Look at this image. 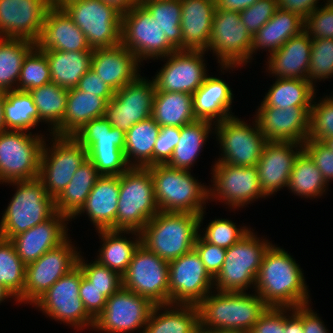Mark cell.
Returning a JSON list of instances; mask_svg holds the SVG:
<instances>
[{
	"label": "cell",
	"instance_id": "cell-6",
	"mask_svg": "<svg viewBox=\"0 0 333 333\" xmlns=\"http://www.w3.org/2000/svg\"><path fill=\"white\" fill-rule=\"evenodd\" d=\"M159 212L148 168L130 167L119 176L116 230L141 232Z\"/></svg>",
	"mask_w": 333,
	"mask_h": 333
},
{
	"label": "cell",
	"instance_id": "cell-18",
	"mask_svg": "<svg viewBox=\"0 0 333 333\" xmlns=\"http://www.w3.org/2000/svg\"><path fill=\"white\" fill-rule=\"evenodd\" d=\"M69 238L72 237L26 265L24 304L33 305L58 279L77 266L81 251Z\"/></svg>",
	"mask_w": 333,
	"mask_h": 333
},
{
	"label": "cell",
	"instance_id": "cell-53",
	"mask_svg": "<svg viewBox=\"0 0 333 333\" xmlns=\"http://www.w3.org/2000/svg\"><path fill=\"white\" fill-rule=\"evenodd\" d=\"M317 101L315 94L310 110L308 139L323 141L333 136V101L327 95Z\"/></svg>",
	"mask_w": 333,
	"mask_h": 333
},
{
	"label": "cell",
	"instance_id": "cell-45",
	"mask_svg": "<svg viewBox=\"0 0 333 333\" xmlns=\"http://www.w3.org/2000/svg\"><path fill=\"white\" fill-rule=\"evenodd\" d=\"M35 46L26 39L0 38V91L17 88L24 58Z\"/></svg>",
	"mask_w": 333,
	"mask_h": 333
},
{
	"label": "cell",
	"instance_id": "cell-51",
	"mask_svg": "<svg viewBox=\"0 0 333 333\" xmlns=\"http://www.w3.org/2000/svg\"><path fill=\"white\" fill-rule=\"evenodd\" d=\"M333 77V39L312 40L311 57L306 80L316 83Z\"/></svg>",
	"mask_w": 333,
	"mask_h": 333
},
{
	"label": "cell",
	"instance_id": "cell-22",
	"mask_svg": "<svg viewBox=\"0 0 333 333\" xmlns=\"http://www.w3.org/2000/svg\"><path fill=\"white\" fill-rule=\"evenodd\" d=\"M205 51L176 50L160 58L165 64L151 79L155 91L193 94L209 75Z\"/></svg>",
	"mask_w": 333,
	"mask_h": 333
},
{
	"label": "cell",
	"instance_id": "cell-21",
	"mask_svg": "<svg viewBox=\"0 0 333 333\" xmlns=\"http://www.w3.org/2000/svg\"><path fill=\"white\" fill-rule=\"evenodd\" d=\"M212 290L214 278L195 249L169 261V304L197 305Z\"/></svg>",
	"mask_w": 333,
	"mask_h": 333
},
{
	"label": "cell",
	"instance_id": "cell-71",
	"mask_svg": "<svg viewBox=\"0 0 333 333\" xmlns=\"http://www.w3.org/2000/svg\"><path fill=\"white\" fill-rule=\"evenodd\" d=\"M217 333H247V332L231 331V330H217Z\"/></svg>",
	"mask_w": 333,
	"mask_h": 333
},
{
	"label": "cell",
	"instance_id": "cell-58",
	"mask_svg": "<svg viewBox=\"0 0 333 333\" xmlns=\"http://www.w3.org/2000/svg\"><path fill=\"white\" fill-rule=\"evenodd\" d=\"M194 249L199 254L208 273L215 278L220 272L226 256V249L204 241L197 235Z\"/></svg>",
	"mask_w": 333,
	"mask_h": 333
},
{
	"label": "cell",
	"instance_id": "cell-27",
	"mask_svg": "<svg viewBox=\"0 0 333 333\" xmlns=\"http://www.w3.org/2000/svg\"><path fill=\"white\" fill-rule=\"evenodd\" d=\"M140 65L137 57L122 44L93 49L91 69L114 92L140 75Z\"/></svg>",
	"mask_w": 333,
	"mask_h": 333
},
{
	"label": "cell",
	"instance_id": "cell-24",
	"mask_svg": "<svg viewBox=\"0 0 333 333\" xmlns=\"http://www.w3.org/2000/svg\"><path fill=\"white\" fill-rule=\"evenodd\" d=\"M50 7L46 0H0V36L36 43Z\"/></svg>",
	"mask_w": 333,
	"mask_h": 333
},
{
	"label": "cell",
	"instance_id": "cell-52",
	"mask_svg": "<svg viewBox=\"0 0 333 333\" xmlns=\"http://www.w3.org/2000/svg\"><path fill=\"white\" fill-rule=\"evenodd\" d=\"M85 259L80 252L77 265L82 270L83 275L93 283V286L103 291V295L107 299L123 287L120 274L100 264L97 260L87 263L88 260L85 261Z\"/></svg>",
	"mask_w": 333,
	"mask_h": 333
},
{
	"label": "cell",
	"instance_id": "cell-39",
	"mask_svg": "<svg viewBox=\"0 0 333 333\" xmlns=\"http://www.w3.org/2000/svg\"><path fill=\"white\" fill-rule=\"evenodd\" d=\"M100 174L93 163L87 158L74 173L63 192L55 199L56 212L65 215L70 222L85 205Z\"/></svg>",
	"mask_w": 333,
	"mask_h": 333
},
{
	"label": "cell",
	"instance_id": "cell-66",
	"mask_svg": "<svg viewBox=\"0 0 333 333\" xmlns=\"http://www.w3.org/2000/svg\"><path fill=\"white\" fill-rule=\"evenodd\" d=\"M105 3L114 6L121 13L127 12L136 4L138 0H103Z\"/></svg>",
	"mask_w": 333,
	"mask_h": 333
},
{
	"label": "cell",
	"instance_id": "cell-38",
	"mask_svg": "<svg viewBox=\"0 0 333 333\" xmlns=\"http://www.w3.org/2000/svg\"><path fill=\"white\" fill-rule=\"evenodd\" d=\"M47 57L51 82L66 89L76 88L81 77L91 69L93 50L43 51Z\"/></svg>",
	"mask_w": 333,
	"mask_h": 333
},
{
	"label": "cell",
	"instance_id": "cell-29",
	"mask_svg": "<svg viewBox=\"0 0 333 333\" xmlns=\"http://www.w3.org/2000/svg\"><path fill=\"white\" fill-rule=\"evenodd\" d=\"M118 200L119 176L100 175L89 193L85 205L72 219L87 215L96 231L116 230Z\"/></svg>",
	"mask_w": 333,
	"mask_h": 333
},
{
	"label": "cell",
	"instance_id": "cell-55",
	"mask_svg": "<svg viewBox=\"0 0 333 333\" xmlns=\"http://www.w3.org/2000/svg\"><path fill=\"white\" fill-rule=\"evenodd\" d=\"M278 0H258L240 11V19L248 32L254 36L276 13Z\"/></svg>",
	"mask_w": 333,
	"mask_h": 333
},
{
	"label": "cell",
	"instance_id": "cell-34",
	"mask_svg": "<svg viewBox=\"0 0 333 333\" xmlns=\"http://www.w3.org/2000/svg\"><path fill=\"white\" fill-rule=\"evenodd\" d=\"M304 31V20L290 11L280 8L252 38L251 60L257 51L266 50L267 55L279 50L291 37Z\"/></svg>",
	"mask_w": 333,
	"mask_h": 333
},
{
	"label": "cell",
	"instance_id": "cell-68",
	"mask_svg": "<svg viewBox=\"0 0 333 333\" xmlns=\"http://www.w3.org/2000/svg\"><path fill=\"white\" fill-rule=\"evenodd\" d=\"M3 98H4V92L0 91V133L6 131L4 115H3Z\"/></svg>",
	"mask_w": 333,
	"mask_h": 333
},
{
	"label": "cell",
	"instance_id": "cell-3",
	"mask_svg": "<svg viewBox=\"0 0 333 333\" xmlns=\"http://www.w3.org/2000/svg\"><path fill=\"white\" fill-rule=\"evenodd\" d=\"M153 179L159 211L202 214L208 202L207 184H201L191 171L156 164L147 167Z\"/></svg>",
	"mask_w": 333,
	"mask_h": 333
},
{
	"label": "cell",
	"instance_id": "cell-33",
	"mask_svg": "<svg viewBox=\"0 0 333 333\" xmlns=\"http://www.w3.org/2000/svg\"><path fill=\"white\" fill-rule=\"evenodd\" d=\"M107 101L96 94L77 88L68 89L66 111L61 124L52 132L55 136H73L89 121L104 117Z\"/></svg>",
	"mask_w": 333,
	"mask_h": 333
},
{
	"label": "cell",
	"instance_id": "cell-15",
	"mask_svg": "<svg viewBox=\"0 0 333 333\" xmlns=\"http://www.w3.org/2000/svg\"><path fill=\"white\" fill-rule=\"evenodd\" d=\"M121 44L142 64L143 60H158L177 50L167 40L156 19L141 4L122 13Z\"/></svg>",
	"mask_w": 333,
	"mask_h": 333
},
{
	"label": "cell",
	"instance_id": "cell-4",
	"mask_svg": "<svg viewBox=\"0 0 333 333\" xmlns=\"http://www.w3.org/2000/svg\"><path fill=\"white\" fill-rule=\"evenodd\" d=\"M199 214L159 211L143 227L141 244L166 261L194 249Z\"/></svg>",
	"mask_w": 333,
	"mask_h": 333
},
{
	"label": "cell",
	"instance_id": "cell-42",
	"mask_svg": "<svg viewBox=\"0 0 333 333\" xmlns=\"http://www.w3.org/2000/svg\"><path fill=\"white\" fill-rule=\"evenodd\" d=\"M258 107H311L318 91L307 80L275 78Z\"/></svg>",
	"mask_w": 333,
	"mask_h": 333
},
{
	"label": "cell",
	"instance_id": "cell-10",
	"mask_svg": "<svg viewBox=\"0 0 333 333\" xmlns=\"http://www.w3.org/2000/svg\"><path fill=\"white\" fill-rule=\"evenodd\" d=\"M47 136L51 142L46 139L43 144L38 178L46 193L56 199L88 156L86 148L73 136Z\"/></svg>",
	"mask_w": 333,
	"mask_h": 333
},
{
	"label": "cell",
	"instance_id": "cell-28",
	"mask_svg": "<svg viewBox=\"0 0 333 333\" xmlns=\"http://www.w3.org/2000/svg\"><path fill=\"white\" fill-rule=\"evenodd\" d=\"M36 46L41 51L65 52L93 50L82 30L62 7H50Z\"/></svg>",
	"mask_w": 333,
	"mask_h": 333
},
{
	"label": "cell",
	"instance_id": "cell-57",
	"mask_svg": "<svg viewBox=\"0 0 333 333\" xmlns=\"http://www.w3.org/2000/svg\"><path fill=\"white\" fill-rule=\"evenodd\" d=\"M181 127H161L153 148V165L166 164L180 140Z\"/></svg>",
	"mask_w": 333,
	"mask_h": 333
},
{
	"label": "cell",
	"instance_id": "cell-5",
	"mask_svg": "<svg viewBox=\"0 0 333 333\" xmlns=\"http://www.w3.org/2000/svg\"><path fill=\"white\" fill-rule=\"evenodd\" d=\"M6 184L16 190L2 213L0 237L10 240L56 213L55 199L46 193L39 178Z\"/></svg>",
	"mask_w": 333,
	"mask_h": 333
},
{
	"label": "cell",
	"instance_id": "cell-72",
	"mask_svg": "<svg viewBox=\"0 0 333 333\" xmlns=\"http://www.w3.org/2000/svg\"><path fill=\"white\" fill-rule=\"evenodd\" d=\"M149 1H160V0H138V4H143L144 2H149Z\"/></svg>",
	"mask_w": 333,
	"mask_h": 333
},
{
	"label": "cell",
	"instance_id": "cell-31",
	"mask_svg": "<svg viewBox=\"0 0 333 333\" xmlns=\"http://www.w3.org/2000/svg\"><path fill=\"white\" fill-rule=\"evenodd\" d=\"M311 37L302 31L291 37L281 48L268 56L266 71L275 78L303 79L309 70Z\"/></svg>",
	"mask_w": 333,
	"mask_h": 333
},
{
	"label": "cell",
	"instance_id": "cell-20",
	"mask_svg": "<svg viewBox=\"0 0 333 333\" xmlns=\"http://www.w3.org/2000/svg\"><path fill=\"white\" fill-rule=\"evenodd\" d=\"M141 76L129 82L108 101L104 118L126 133L134 124L152 117L154 81Z\"/></svg>",
	"mask_w": 333,
	"mask_h": 333
},
{
	"label": "cell",
	"instance_id": "cell-60",
	"mask_svg": "<svg viewBox=\"0 0 333 333\" xmlns=\"http://www.w3.org/2000/svg\"><path fill=\"white\" fill-rule=\"evenodd\" d=\"M285 331V308L269 307L252 326L249 333H283Z\"/></svg>",
	"mask_w": 333,
	"mask_h": 333
},
{
	"label": "cell",
	"instance_id": "cell-19",
	"mask_svg": "<svg viewBox=\"0 0 333 333\" xmlns=\"http://www.w3.org/2000/svg\"><path fill=\"white\" fill-rule=\"evenodd\" d=\"M154 306L148 298L122 287L107 299L103 312L95 319L93 330L100 333H134L142 329L140 333H144Z\"/></svg>",
	"mask_w": 333,
	"mask_h": 333
},
{
	"label": "cell",
	"instance_id": "cell-32",
	"mask_svg": "<svg viewBox=\"0 0 333 333\" xmlns=\"http://www.w3.org/2000/svg\"><path fill=\"white\" fill-rule=\"evenodd\" d=\"M232 88L219 76L208 75L204 83L192 94L194 115L198 120L216 124L235 116L232 113Z\"/></svg>",
	"mask_w": 333,
	"mask_h": 333
},
{
	"label": "cell",
	"instance_id": "cell-46",
	"mask_svg": "<svg viewBox=\"0 0 333 333\" xmlns=\"http://www.w3.org/2000/svg\"><path fill=\"white\" fill-rule=\"evenodd\" d=\"M40 122L47 123L48 132H52L61 124L66 111L68 89L58 86L55 83L33 88L29 91Z\"/></svg>",
	"mask_w": 333,
	"mask_h": 333
},
{
	"label": "cell",
	"instance_id": "cell-54",
	"mask_svg": "<svg viewBox=\"0 0 333 333\" xmlns=\"http://www.w3.org/2000/svg\"><path fill=\"white\" fill-rule=\"evenodd\" d=\"M304 31L311 40L333 39V5L327 1L304 20Z\"/></svg>",
	"mask_w": 333,
	"mask_h": 333
},
{
	"label": "cell",
	"instance_id": "cell-40",
	"mask_svg": "<svg viewBox=\"0 0 333 333\" xmlns=\"http://www.w3.org/2000/svg\"><path fill=\"white\" fill-rule=\"evenodd\" d=\"M161 127L150 117L134 124L125 133L124 155L130 167L153 165V148Z\"/></svg>",
	"mask_w": 333,
	"mask_h": 333
},
{
	"label": "cell",
	"instance_id": "cell-26",
	"mask_svg": "<svg viewBox=\"0 0 333 333\" xmlns=\"http://www.w3.org/2000/svg\"><path fill=\"white\" fill-rule=\"evenodd\" d=\"M69 221L65 215L56 212L46 221L12 237L10 241L21 261L27 265L63 243L70 236Z\"/></svg>",
	"mask_w": 333,
	"mask_h": 333
},
{
	"label": "cell",
	"instance_id": "cell-12",
	"mask_svg": "<svg viewBox=\"0 0 333 333\" xmlns=\"http://www.w3.org/2000/svg\"><path fill=\"white\" fill-rule=\"evenodd\" d=\"M82 30L91 49L121 44L122 13L103 0H68L61 6Z\"/></svg>",
	"mask_w": 333,
	"mask_h": 333
},
{
	"label": "cell",
	"instance_id": "cell-36",
	"mask_svg": "<svg viewBox=\"0 0 333 333\" xmlns=\"http://www.w3.org/2000/svg\"><path fill=\"white\" fill-rule=\"evenodd\" d=\"M199 325L197 305H155L144 333H193Z\"/></svg>",
	"mask_w": 333,
	"mask_h": 333
},
{
	"label": "cell",
	"instance_id": "cell-74",
	"mask_svg": "<svg viewBox=\"0 0 333 333\" xmlns=\"http://www.w3.org/2000/svg\"><path fill=\"white\" fill-rule=\"evenodd\" d=\"M325 1H327L329 4L333 5V0H325Z\"/></svg>",
	"mask_w": 333,
	"mask_h": 333
},
{
	"label": "cell",
	"instance_id": "cell-17",
	"mask_svg": "<svg viewBox=\"0 0 333 333\" xmlns=\"http://www.w3.org/2000/svg\"><path fill=\"white\" fill-rule=\"evenodd\" d=\"M123 288L148 298L155 305L169 304V262L142 244L122 275Z\"/></svg>",
	"mask_w": 333,
	"mask_h": 333
},
{
	"label": "cell",
	"instance_id": "cell-11",
	"mask_svg": "<svg viewBox=\"0 0 333 333\" xmlns=\"http://www.w3.org/2000/svg\"><path fill=\"white\" fill-rule=\"evenodd\" d=\"M83 272L77 265L58 279L33 305L46 317L65 323L76 331L94 328L95 320L87 313L79 297Z\"/></svg>",
	"mask_w": 333,
	"mask_h": 333
},
{
	"label": "cell",
	"instance_id": "cell-14",
	"mask_svg": "<svg viewBox=\"0 0 333 333\" xmlns=\"http://www.w3.org/2000/svg\"><path fill=\"white\" fill-rule=\"evenodd\" d=\"M252 123L248 124L235 115L215 124L214 135L221 151L215 162L256 166L268 140L260 131L255 118Z\"/></svg>",
	"mask_w": 333,
	"mask_h": 333
},
{
	"label": "cell",
	"instance_id": "cell-16",
	"mask_svg": "<svg viewBox=\"0 0 333 333\" xmlns=\"http://www.w3.org/2000/svg\"><path fill=\"white\" fill-rule=\"evenodd\" d=\"M211 185L208 187V200L224 203L229 209H240L259 198H265L258 178L256 166H234L214 162L211 168ZM221 200V201H220Z\"/></svg>",
	"mask_w": 333,
	"mask_h": 333
},
{
	"label": "cell",
	"instance_id": "cell-47",
	"mask_svg": "<svg viewBox=\"0 0 333 333\" xmlns=\"http://www.w3.org/2000/svg\"><path fill=\"white\" fill-rule=\"evenodd\" d=\"M26 265L16 253L13 243L0 237V284L23 304Z\"/></svg>",
	"mask_w": 333,
	"mask_h": 333
},
{
	"label": "cell",
	"instance_id": "cell-13",
	"mask_svg": "<svg viewBox=\"0 0 333 333\" xmlns=\"http://www.w3.org/2000/svg\"><path fill=\"white\" fill-rule=\"evenodd\" d=\"M32 133L13 130L0 133V184L38 178L46 136Z\"/></svg>",
	"mask_w": 333,
	"mask_h": 333
},
{
	"label": "cell",
	"instance_id": "cell-73",
	"mask_svg": "<svg viewBox=\"0 0 333 333\" xmlns=\"http://www.w3.org/2000/svg\"><path fill=\"white\" fill-rule=\"evenodd\" d=\"M333 92H331V94H329L328 95V97L330 98V99H332V101H333V94H332ZM331 95V96H330Z\"/></svg>",
	"mask_w": 333,
	"mask_h": 333
},
{
	"label": "cell",
	"instance_id": "cell-62",
	"mask_svg": "<svg viewBox=\"0 0 333 333\" xmlns=\"http://www.w3.org/2000/svg\"><path fill=\"white\" fill-rule=\"evenodd\" d=\"M318 1L320 0H278V7L305 20L312 11L321 6Z\"/></svg>",
	"mask_w": 333,
	"mask_h": 333
},
{
	"label": "cell",
	"instance_id": "cell-25",
	"mask_svg": "<svg viewBox=\"0 0 333 333\" xmlns=\"http://www.w3.org/2000/svg\"><path fill=\"white\" fill-rule=\"evenodd\" d=\"M303 151V144L268 142L256 164L260 186L269 197L288 187L294 163Z\"/></svg>",
	"mask_w": 333,
	"mask_h": 333
},
{
	"label": "cell",
	"instance_id": "cell-44",
	"mask_svg": "<svg viewBox=\"0 0 333 333\" xmlns=\"http://www.w3.org/2000/svg\"><path fill=\"white\" fill-rule=\"evenodd\" d=\"M3 115L6 130L31 132L40 124L37 108L29 91H5Z\"/></svg>",
	"mask_w": 333,
	"mask_h": 333
},
{
	"label": "cell",
	"instance_id": "cell-69",
	"mask_svg": "<svg viewBox=\"0 0 333 333\" xmlns=\"http://www.w3.org/2000/svg\"><path fill=\"white\" fill-rule=\"evenodd\" d=\"M193 333H217V330H211L208 328H204L203 326L199 325Z\"/></svg>",
	"mask_w": 333,
	"mask_h": 333
},
{
	"label": "cell",
	"instance_id": "cell-49",
	"mask_svg": "<svg viewBox=\"0 0 333 333\" xmlns=\"http://www.w3.org/2000/svg\"><path fill=\"white\" fill-rule=\"evenodd\" d=\"M205 212L206 210L199 216L198 235L210 244L217 245L225 249L230 248L242 237H244L251 229H253L250 228V226H238L232 220H228L227 218H215L206 224V227L201 230L200 227L203 225L204 216L206 215Z\"/></svg>",
	"mask_w": 333,
	"mask_h": 333
},
{
	"label": "cell",
	"instance_id": "cell-7",
	"mask_svg": "<svg viewBox=\"0 0 333 333\" xmlns=\"http://www.w3.org/2000/svg\"><path fill=\"white\" fill-rule=\"evenodd\" d=\"M271 245L272 241L258 237L251 229L226 249L223 266L214 278V289L232 292L254 289L263 257Z\"/></svg>",
	"mask_w": 333,
	"mask_h": 333
},
{
	"label": "cell",
	"instance_id": "cell-67",
	"mask_svg": "<svg viewBox=\"0 0 333 333\" xmlns=\"http://www.w3.org/2000/svg\"><path fill=\"white\" fill-rule=\"evenodd\" d=\"M8 298H10L9 299L10 301L11 299H13L14 301H16V303H18L16 297L9 290H7L2 284H0V304L2 302L3 303L6 302Z\"/></svg>",
	"mask_w": 333,
	"mask_h": 333
},
{
	"label": "cell",
	"instance_id": "cell-48",
	"mask_svg": "<svg viewBox=\"0 0 333 333\" xmlns=\"http://www.w3.org/2000/svg\"><path fill=\"white\" fill-rule=\"evenodd\" d=\"M151 16L156 19L167 40L177 49L183 50V37L180 27V0L149 1L142 4Z\"/></svg>",
	"mask_w": 333,
	"mask_h": 333
},
{
	"label": "cell",
	"instance_id": "cell-1",
	"mask_svg": "<svg viewBox=\"0 0 333 333\" xmlns=\"http://www.w3.org/2000/svg\"><path fill=\"white\" fill-rule=\"evenodd\" d=\"M288 251L272 244L263 257L254 290L269 307L295 308L309 304L303 269Z\"/></svg>",
	"mask_w": 333,
	"mask_h": 333
},
{
	"label": "cell",
	"instance_id": "cell-63",
	"mask_svg": "<svg viewBox=\"0 0 333 333\" xmlns=\"http://www.w3.org/2000/svg\"><path fill=\"white\" fill-rule=\"evenodd\" d=\"M311 303L303 305V329L304 333H329L325 322L318 313L312 310Z\"/></svg>",
	"mask_w": 333,
	"mask_h": 333
},
{
	"label": "cell",
	"instance_id": "cell-59",
	"mask_svg": "<svg viewBox=\"0 0 333 333\" xmlns=\"http://www.w3.org/2000/svg\"><path fill=\"white\" fill-rule=\"evenodd\" d=\"M79 297L87 313L95 320L104 310L107 298L84 275L81 278Z\"/></svg>",
	"mask_w": 333,
	"mask_h": 333
},
{
	"label": "cell",
	"instance_id": "cell-65",
	"mask_svg": "<svg viewBox=\"0 0 333 333\" xmlns=\"http://www.w3.org/2000/svg\"><path fill=\"white\" fill-rule=\"evenodd\" d=\"M258 0H217V8L228 11H242Z\"/></svg>",
	"mask_w": 333,
	"mask_h": 333
},
{
	"label": "cell",
	"instance_id": "cell-41",
	"mask_svg": "<svg viewBox=\"0 0 333 333\" xmlns=\"http://www.w3.org/2000/svg\"><path fill=\"white\" fill-rule=\"evenodd\" d=\"M152 118L160 126L182 127L196 119L192 94L155 91Z\"/></svg>",
	"mask_w": 333,
	"mask_h": 333
},
{
	"label": "cell",
	"instance_id": "cell-56",
	"mask_svg": "<svg viewBox=\"0 0 333 333\" xmlns=\"http://www.w3.org/2000/svg\"><path fill=\"white\" fill-rule=\"evenodd\" d=\"M303 150L313 160L327 184L333 181V150L322 141L307 139Z\"/></svg>",
	"mask_w": 333,
	"mask_h": 333
},
{
	"label": "cell",
	"instance_id": "cell-43",
	"mask_svg": "<svg viewBox=\"0 0 333 333\" xmlns=\"http://www.w3.org/2000/svg\"><path fill=\"white\" fill-rule=\"evenodd\" d=\"M329 185L323 175L303 150L297 157L288 181V191L304 199H317L327 194Z\"/></svg>",
	"mask_w": 333,
	"mask_h": 333
},
{
	"label": "cell",
	"instance_id": "cell-8",
	"mask_svg": "<svg viewBox=\"0 0 333 333\" xmlns=\"http://www.w3.org/2000/svg\"><path fill=\"white\" fill-rule=\"evenodd\" d=\"M253 36L240 19L238 11L217 8L212 20V31L207 52L216 55L222 72L246 66L251 62ZM214 53V54H213ZM225 70V71H224Z\"/></svg>",
	"mask_w": 333,
	"mask_h": 333
},
{
	"label": "cell",
	"instance_id": "cell-35",
	"mask_svg": "<svg viewBox=\"0 0 333 333\" xmlns=\"http://www.w3.org/2000/svg\"><path fill=\"white\" fill-rule=\"evenodd\" d=\"M96 232L99 239L102 240L100 241L102 245L98 249L99 253H97L95 260L122 276L136 249L141 244V234L136 231L124 230H99ZM128 235L131 236L127 238Z\"/></svg>",
	"mask_w": 333,
	"mask_h": 333
},
{
	"label": "cell",
	"instance_id": "cell-23",
	"mask_svg": "<svg viewBox=\"0 0 333 333\" xmlns=\"http://www.w3.org/2000/svg\"><path fill=\"white\" fill-rule=\"evenodd\" d=\"M255 118L268 142L303 144L309 135L311 107H257Z\"/></svg>",
	"mask_w": 333,
	"mask_h": 333
},
{
	"label": "cell",
	"instance_id": "cell-30",
	"mask_svg": "<svg viewBox=\"0 0 333 333\" xmlns=\"http://www.w3.org/2000/svg\"><path fill=\"white\" fill-rule=\"evenodd\" d=\"M180 2L183 50L206 52L217 2L215 0H180Z\"/></svg>",
	"mask_w": 333,
	"mask_h": 333
},
{
	"label": "cell",
	"instance_id": "cell-64",
	"mask_svg": "<svg viewBox=\"0 0 333 333\" xmlns=\"http://www.w3.org/2000/svg\"><path fill=\"white\" fill-rule=\"evenodd\" d=\"M283 333H304L303 305L285 308V331Z\"/></svg>",
	"mask_w": 333,
	"mask_h": 333
},
{
	"label": "cell",
	"instance_id": "cell-70",
	"mask_svg": "<svg viewBox=\"0 0 333 333\" xmlns=\"http://www.w3.org/2000/svg\"><path fill=\"white\" fill-rule=\"evenodd\" d=\"M322 142L326 144L331 150H333V136L325 138Z\"/></svg>",
	"mask_w": 333,
	"mask_h": 333
},
{
	"label": "cell",
	"instance_id": "cell-2",
	"mask_svg": "<svg viewBox=\"0 0 333 333\" xmlns=\"http://www.w3.org/2000/svg\"><path fill=\"white\" fill-rule=\"evenodd\" d=\"M215 291V292H214ZM200 325L211 330L247 332L269 306L254 291H211L198 304Z\"/></svg>",
	"mask_w": 333,
	"mask_h": 333
},
{
	"label": "cell",
	"instance_id": "cell-37",
	"mask_svg": "<svg viewBox=\"0 0 333 333\" xmlns=\"http://www.w3.org/2000/svg\"><path fill=\"white\" fill-rule=\"evenodd\" d=\"M215 124L206 120H195L181 127L180 140L177 143L170 160L169 167L191 171L209 136L214 134Z\"/></svg>",
	"mask_w": 333,
	"mask_h": 333
},
{
	"label": "cell",
	"instance_id": "cell-9",
	"mask_svg": "<svg viewBox=\"0 0 333 333\" xmlns=\"http://www.w3.org/2000/svg\"><path fill=\"white\" fill-rule=\"evenodd\" d=\"M73 137L86 148L100 175L120 176L130 168L124 155L125 133L104 117L89 121Z\"/></svg>",
	"mask_w": 333,
	"mask_h": 333
},
{
	"label": "cell",
	"instance_id": "cell-50",
	"mask_svg": "<svg viewBox=\"0 0 333 333\" xmlns=\"http://www.w3.org/2000/svg\"><path fill=\"white\" fill-rule=\"evenodd\" d=\"M48 83L51 73L47 57L35 46L24 58L16 90L30 91Z\"/></svg>",
	"mask_w": 333,
	"mask_h": 333
},
{
	"label": "cell",
	"instance_id": "cell-61",
	"mask_svg": "<svg viewBox=\"0 0 333 333\" xmlns=\"http://www.w3.org/2000/svg\"><path fill=\"white\" fill-rule=\"evenodd\" d=\"M76 88L86 93L96 94V96L104 98L107 102L115 93L92 69H89L81 77Z\"/></svg>",
	"mask_w": 333,
	"mask_h": 333
}]
</instances>
